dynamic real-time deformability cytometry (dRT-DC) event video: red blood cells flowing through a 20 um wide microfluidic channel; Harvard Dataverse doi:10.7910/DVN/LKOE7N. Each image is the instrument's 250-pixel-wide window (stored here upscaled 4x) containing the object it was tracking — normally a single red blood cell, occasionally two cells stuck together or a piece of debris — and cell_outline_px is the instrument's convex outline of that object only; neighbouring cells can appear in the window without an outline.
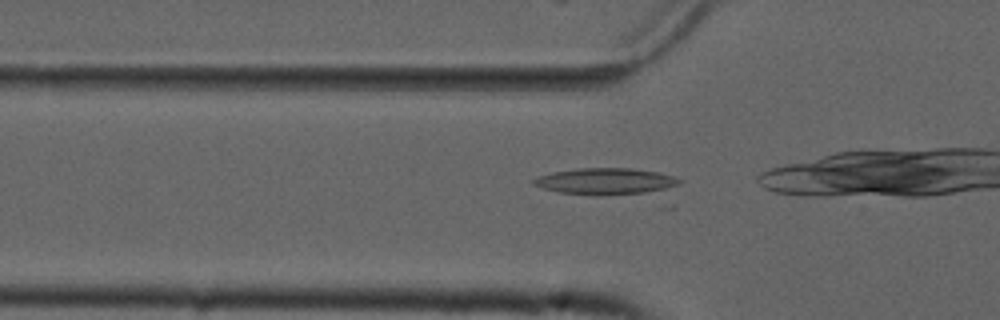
{"species": "common noctule bat (a hibernating species)", "species_latin": "Nyctalus noctula", "temperature_condition": "cold", "stored_images_in_passage": 30, "camera_frame_rate_fps": 3000, "um_per_image_px": 0.085, "animal": {"sex": "male", "forearm_length_mm": 52.5}, "frame": {"image": 1, "passage_image": 12, "time_ms": 3.667, "image_size_px": [1000, 320], "cell_outline_px": [[684, 180], [680, 184], [664, 188], [644, 192], [560, 192], [544, 188], [532, 184], [532, 180], [536, 176], [552, 172], [580, 168], [632, 168], [656, 172], [672, 176]], "centroid_in_image_um": [51.44, 15.34], "position_along_channel_um": 74.4, "area_um2": 21.04}}